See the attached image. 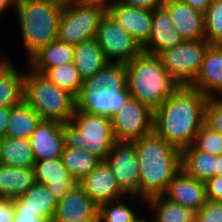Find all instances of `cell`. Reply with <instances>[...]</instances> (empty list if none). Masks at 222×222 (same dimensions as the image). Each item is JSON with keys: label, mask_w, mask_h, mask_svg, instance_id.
I'll return each mask as SVG.
<instances>
[{"label": "cell", "mask_w": 222, "mask_h": 222, "mask_svg": "<svg viewBox=\"0 0 222 222\" xmlns=\"http://www.w3.org/2000/svg\"><path fill=\"white\" fill-rule=\"evenodd\" d=\"M208 96L190 86H180L155 111L153 131L180 151L191 146L204 124Z\"/></svg>", "instance_id": "cell-1"}, {"label": "cell", "mask_w": 222, "mask_h": 222, "mask_svg": "<svg viewBox=\"0 0 222 222\" xmlns=\"http://www.w3.org/2000/svg\"><path fill=\"white\" fill-rule=\"evenodd\" d=\"M132 143L139 164V196L146 201L163 195L181 170V151L154 131Z\"/></svg>", "instance_id": "cell-2"}, {"label": "cell", "mask_w": 222, "mask_h": 222, "mask_svg": "<svg viewBox=\"0 0 222 222\" xmlns=\"http://www.w3.org/2000/svg\"><path fill=\"white\" fill-rule=\"evenodd\" d=\"M126 67V85L131 98L155 111L179 87L163 66L159 55L141 52Z\"/></svg>", "instance_id": "cell-3"}, {"label": "cell", "mask_w": 222, "mask_h": 222, "mask_svg": "<svg viewBox=\"0 0 222 222\" xmlns=\"http://www.w3.org/2000/svg\"><path fill=\"white\" fill-rule=\"evenodd\" d=\"M64 5L48 0H17L20 33L30 59L41 48L57 40Z\"/></svg>", "instance_id": "cell-4"}, {"label": "cell", "mask_w": 222, "mask_h": 222, "mask_svg": "<svg viewBox=\"0 0 222 222\" xmlns=\"http://www.w3.org/2000/svg\"><path fill=\"white\" fill-rule=\"evenodd\" d=\"M29 70V73H24L23 100L42 121L70 122L76 109V98L45 75Z\"/></svg>", "instance_id": "cell-5"}, {"label": "cell", "mask_w": 222, "mask_h": 222, "mask_svg": "<svg viewBox=\"0 0 222 222\" xmlns=\"http://www.w3.org/2000/svg\"><path fill=\"white\" fill-rule=\"evenodd\" d=\"M66 147L84 149L104 161L117 142L111 118L75 109L72 120L62 124Z\"/></svg>", "instance_id": "cell-6"}, {"label": "cell", "mask_w": 222, "mask_h": 222, "mask_svg": "<svg viewBox=\"0 0 222 222\" xmlns=\"http://www.w3.org/2000/svg\"><path fill=\"white\" fill-rule=\"evenodd\" d=\"M209 46L206 39L183 41L159 56L164 68L180 86H190L200 71Z\"/></svg>", "instance_id": "cell-7"}, {"label": "cell", "mask_w": 222, "mask_h": 222, "mask_svg": "<svg viewBox=\"0 0 222 222\" xmlns=\"http://www.w3.org/2000/svg\"><path fill=\"white\" fill-rule=\"evenodd\" d=\"M105 12L82 3L65 5L59 19L57 40L77 45L94 39Z\"/></svg>", "instance_id": "cell-8"}, {"label": "cell", "mask_w": 222, "mask_h": 222, "mask_svg": "<svg viewBox=\"0 0 222 222\" xmlns=\"http://www.w3.org/2000/svg\"><path fill=\"white\" fill-rule=\"evenodd\" d=\"M154 111L140 101L129 98L111 116L113 133L117 142L132 143L153 132Z\"/></svg>", "instance_id": "cell-9"}, {"label": "cell", "mask_w": 222, "mask_h": 222, "mask_svg": "<svg viewBox=\"0 0 222 222\" xmlns=\"http://www.w3.org/2000/svg\"><path fill=\"white\" fill-rule=\"evenodd\" d=\"M95 40L108 62L126 64L143 51L109 13L102 17Z\"/></svg>", "instance_id": "cell-10"}, {"label": "cell", "mask_w": 222, "mask_h": 222, "mask_svg": "<svg viewBox=\"0 0 222 222\" xmlns=\"http://www.w3.org/2000/svg\"><path fill=\"white\" fill-rule=\"evenodd\" d=\"M103 162L109 167L127 196L138 197L140 175L134 144L116 142Z\"/></svg>", "instance_id": "cell-11"}, {"label": "cell", "mask_w": 222, "mask_h": 222, "mask_svg": "<svg viewBox=\"0 0 222 222\" xmlns=\"http://www.w3.org/2000/svg\"><path fill=\"white\" fill-rule=\"evenodd\" d=\"M130 97L127 85L124 88H103L94 92L80 91L76 97V109L111 118Z\"/></svg>", "instance_id": "cell-12"}, {"label": "cell", "mask_w": 222, "mask_h": 222, "mask_svg": "<svg viewBox=\"0 0 222 222\" xmlns=\"http://www.w3.org/2000/svg\"><path fill=\"white\" fill-rule=\"evenodd\" d=\"M78 185L100 207L102 204L119 200L127 195L118 185L109 167L101 161L98 166L84 177Z\"/></svg>", "instance_id": "cell-13"}, {"label": "cell", "mask_w": 222, "mask_h": 222, "mask_svg": "<svg viewBox=\"0 0 222 222\" xmlns=\"http://www.w3.org/2000/svg\"><path fill=\"white\" fill-rule=\"evenodd\" d=\"M174 27L183 41L205 39L204 13L180 0H164Z\"/></svg>", "instance_id": "cell-14"}, {"label": "cell", "mask_w": 222, "mask_h": 222, "mask_svg": "<svg viewBox=\"0 0 222 222\" xmlns=\"http://www.w3.org/2000/svg\"><path fill=\"white\" fill-rule=\"evenodd\" d=\"M33 169L36 182L46 185L57 202L78 184L64 166L61 157L35 161Z\"/></svg>", "instance_id": "cell-15"}, {"label": "cell", "mask_w": 222, "mask_h": 222, "mask_svg": "<svg viewBox=\"0 0 222 222\" xmlns=\"http://www.w3.org/2000/svg\"><path fill=\"white\" fill-rule=\"evenodd\" d=\"M143 49L152 32V10L141 9L117 2L108 12Z\"/></svg>", "instance_id": "cell-16"}, {"label": "cell", "mask_w": 222, "mask_h": 222, "mask_svg": "<svg viewBox=\"0 0 222 222\" xmlns=\"http://www.w3.org/2000/svg\"><path fill=\"white\" fill-rule=\"evenodd\" d=\"M163 196L172 202L196 210L207 201L205 182L193 178L183 169L172 178Z\"/></svg>", "instance_id": "cell-17"}, {"label": "cell", "mask_w": 222, "mask_h": 222, "mask_svg": "<svg viewBox=\"0 0 222 222\" xmlns=\"http://www.w3.org/2000/svg\"><path fill=\"white\" fill-rule=\"evenodd\" d=\"M35 161L61 157L64 143L62 124L41 121L29 138Z\"/></svg>", "instance_id": "cell-18"}, {"label": "cell", "mask_w": 222, "mask_h": 222, "mask_svg": "<svg viewBox=\"0 0 222 222\" xmlns=\"http://www.w3.org/2000/svg\"><path fill=\"white\" fill-rule=\"evenodd\" d=\"M99 207L77 184L57 203L53 222H79L94 218Z\"/></svg>", "instance_id": "cell-19"}, {"label": "cell", "mask_w": 222, "mask_h": 222, "mask_svg": "<svg viewBox=\"0 0 222 222\" xmlns=\"http://www.w3.org/2000/svg\"><path fill=\"white\" fill-rule=\"evenodd\" d=\"M183 39L180 37L169 12L164 6L155 8L152 11V32L143 52L153 55H160L167 49L181 44Z\"/></svg>", "instance_id": "cell-20"}, {"label": "cell", "mask_w": 222, "mask_h": 222, "mask_svg": "<svg viewBox=\"0 0 222 222\" xmlns=\"http://www.w3.org/2000/svg\"><path fill=\"white\" fill-rule=\"evenodd\" d=\"M190 87L208 97L222 95V45L208 47L200 71Z\"/></svg>", "instance_id": "cell-21"}, {"label": "cell", "mask_w": 222, "mask_h": 222, "mask_svg": "<svg viewBox=\"0 0 222 222\" xmlns=\"http://www.w3.org/2000/svg\"><path fill=\"white\" fill-rule=\"evenodd\" d=\"M36 183L33 167L20 168L0 164V198L14 200Z\"/></svg>", "instance_id": "cell-22"}, {"label": "cell", "mask_w": 222, "mask_h": 222, "mask_svg": "<svg viewBox=\"0 0 222 222\" xmlns=\"http://www.w3.org/2000/svg\"><path fill=\"white\" fill-rule=\"evenodd\" d=\"M74 45L55 40L41 48L30 59V69L44 75L49 69L73 63Z\"/></svg>", "instance_id": "cell-23"}, {"label": "cell", "mask_w": 222, "mask_h": 222, "mask_svg": "<svg viewBox=\"0 0 222 222\" xmlns=\"http://www.w3.org/2000/svg\"><path fill=\"white\" fill-rule=\"evenodd\" d=\"M14 208L22 211L37 213L38 217L49 218L53 221L57 209V200L46 185L36 183L21 197L13 200Z\"/></svg>", "instance_id": "cell-24"}, {"label": "cell", "mask_w": 222, "mask_h": 222, "mask_svg": "<svg viewBox=\"0 0 222 222\" xmlns=\"http://www.w3.org/2000/svg\"><path fill=\"white\" fill-rule=\"evenodd\" d=\"M108 63L95 38L74 45L73 64L84 82L93 77Z\"/></svg>", "instance_id": "cell-25"}, {"label": "cell", "mask_w": 222, "mask_h": 222, "mask_svg": "<svg viewBox=\"0 0 222 222\" xmlns=\"http://www.w3.org/2000/svg\"><path fill=\"white\" fill-rule=\"evenodd\" d=\"M217 156L197 150L193 145L181 151V169L206 182L216 175Z\"/></svg>", "instance_id": "cell-26"}, {"label": "cell", "mask_w": 222, "mask_h": 222, "mask_svg": "<svg viewBox=\"0 0 222 222\" xmlns=\"http://www.w3.org/2000/svg\"><path fill=\"white\" fill-rule=\"evenodd\" d=\"M35 157L29 138H9L0 140V164L29 168L33 167Z\"/></svg>", "instance_id": "cell-27"}, {"label": "cell", "mask_w": 222, "mask_h": 222, "mask_svg": "<svg viewBox=\"0 0 222 222\" xmlns=\"http://www.w3.org/2000/svg\"><path fill=\"white\" fill-rule=\"evenodd\" d=\"M41 121V117L23 100L19 105L10 107L5 137L30 138Z\"/></svg>", "instance_id": "cell-28"}, {"label": "cell", "mask_w": 222, "mask_h": 222, "mask_svg": "<svg viewBox=\"0 0 222 222\" xmlns=\"http://www.w3.org/2000/svg\"><path fill=\"white\" fill-rule=\"evenodd\" d=\"M146 203L156 210L154 222H197L198 210L172 202L163 195L151 197Z\"/></svg>", "instance_id": "cell-29"}, {"label": "cell", "mask_w": 222, "mask_h": 222, "mask_svg": "<svg viewBox=\"0 0 222 222\" xmlns=\"http://www.w3.org/2000/svg\"><path fill=\"white\" fill-rule=\"evenodd\" d=\"M24 74L11 62L0 70V107H14L23 101Z\"/></svg>", "instance_id": "cell-30"}, {"label": "cell", "mask_w": 222, "mask_h": 222, "mask_svg": "<svg viewBox=\"0 0 222 222\" xmlns=\"http://www.w3.org/2000/svg\"><path fill=\"white\" fill-rule=\"evenodd\" d=\"M126 86L125 64L108 62L93 77L83 82L80 91L100 90L103 88H124Z\"/></svg>", "instance_id": "cell-31"}, {"label": "cell", "mask_w": 222, "mask_h": 222, "mask_svg": "<svg viewBox=\"0 0 222 222\" xmlns=\"http://www.w3.org/2000/svg\"><path fill=\"white\" fill-rule=\"evenodd\" d=\"M61 158L64 166L70 171L77 183L101 162L98 157L84 149H74L66 146L63 148Z\"/></svg>", "instance_id": "cell-32"}, {"label": "cell", "mask_w": 222, "mask_h": 222, "mask_svg": "<svg viewBox=\"0 0 222 222\" xmlns=\"http://www.w3.org/2000/svg\"><path fill=\"white\" fill-rule=\"evenodd\" d=\"M52 83L66 90L75 98L80 93L83 81L73 63L63 64L49 69L44 74Z\"/></svg>", "instance_id": "cell-33"}, {"label": "cell", "mask_w": 222, "mask_h": 222, "mask_svg": "<svg viewBox=\"0 0 222 222\" xmlns=\"http://www.w3.org/2000/svg\"><path fill=\"white\" fill-rule=\"evenodd\" d=\"M205 39L210 45H222V0H212L204 12Z\"/></svg>", "instance_id": "cell-34"}, {"label": "cell", "mask_w": 222, "mask_h": 222, "mask_svg": "<svg viewBox=\"0 0 222 222\" xmlns=\"http://www.w3.org/2000/svg\"><path fill=\"white\" fill-rule=\"evenodd\" d=\"M118 202H107L99 207L101 222H133L138 217L125 203Z\"/></svg>", "instance_id": "cell-35"}, {"label": "cell", "mask_w": 222, "mask_h": 222, "mask_svg": "<svg viewBox=\"0 0 222 222\" xmlns=\"http://www.w3.org/2000/svg\"><path fill=\"white\" fill-rule=\"evenodd\" d=\"M192 145L197 150L218 156L222 154V135L203 124Z\"/></svg>", "instance_id": "cell-36"}, {"label": "cell", "mask_w": 222, "mask_h": 222, "mask_svg": "<svg viewBox=\"0 0 222 222\" xmlns=\"http://www.w3.org/2000/svg\"><path fill=\"white\" fill-rule=\"evenodd\" d=\"M204 124L222 135V99L209 97L204 108Z\"/></svg>", "instance_id": "cell-37"}, {"label": "cell", "mask_w": 222, "mask_h": 222, "mask_svg": "<svg viewBox=\"0 0 222 222\" xmlns=\"http://www.w3.org/2000/svg\"><path fill=\"white\" fill-rule=\"evenodd\" d=\"M197 222H222V202L207 200L197 212Z\"/></svg>", "instance_id": "cell-38"}, {"label": "cell", "mask_w": 222, "mask_h": 222, "mask_svg": "<svg viewBox=\"0 0 222 222\" xmlns=\"http://www.w3.org/2000/svg\"><path fill=\"white\" fill-rule=\"evenodd\" d=\"M208 201L222 202V175H215L205 182Z\"/></svg>", "instance_id": "cell-39"}, {"label": "cell", "mask_w": 222, "mask_h": 222, "mask_svg": "<svg viewBox=\"0 0 222 222\" xmlns=\"http://www.w3.org/2000/svg\"><path fill=\"white\" fill-rule=\"evenodd\" d=\"M12 222H53L49 218L38 217L37 213L22 211V208H15V216Z\"/></svg>", "instance_id": "cell-40"}, {"label": "cell", "mask_w": 222, "mask_h": 222, "mask_svg": "<svg viewBox=\"0 0 222 222\" xmlns=\"http://www.w3.org/2000/svg\"><path fill=\"white\" fill-rule=\"evenodd\" d=\"M118 2L146 10H154L163 6L164 0H118Z\"/></svg>", "instance_id": "cell-41"}, {"label": "cell", "mask_w": 222, "mask_h": 222, "mask_svg": "<svg viewBox=\"0 0 222 222\" xmlns=\"http://www.w3.org/2000/svg\"><path fill=\"white\" fill-rule=\"evenodd\" d=\"M15 216L14 202L0 198V222H12Z\"/></svg>", "instance_id": "cell-42"}, {"label": "cell", "mask_w": 222, "mask_h": 222, "mask_svg": "<svg viewBox=\"0 0 222 222\" xmlns=\"http://www.w3.org/2000/svg\"><path fill=\"white\" fill-rule=\"evenodd\" d=\"M109 0H83L81 3L87 6H92L103 10L105 13H108L111 8L118 2V0H113V2Z\"/></svg>", "instance_id": "cell-43"}, {"label": "cell", "mask_w": 222, "mask_h": 222, "mask_svg": "<svg viewBox=\"0 0 222 222\" xmlns=\"http://www.w3.org/2000/svg\"><path fill=\"white\" fill-rule=\"evenodd\" d=\"M9 115L10 107H0V140L5 138Z\"/></svg>", "instance_id": "cell-44"}, {"label": "cell", "mask_w": 222, "mask_h": 222, "mask_svg": "<svg viewBox=\"0 0 222 222\" xmlns=\"http://www.w3.org/2000/svg\"><path fill=\"white\" fill-rule=\"evenodd\" d=\"M180 1L190 5L192 8L199 10L203 13L207 10V8L212 2V0H180Z\"/></svg>", "instance_id": "cell-45"}, {"label": "cell", "mask_w": 222, "mask_h": 222, "mask_svg": "<svg viewBox=\"0 0 222 222\" xmlns=\"http://www.w3.org/2000/svg\"><path fill=\"white\" fill-rule=\"evenodd\" d=\"M16 1L17 0H0V13L3 14L4 10L12 6H16Z\"/></svg>", "instance_id": "cell-46"}, {"label": "cell", "mask_w": 222, "mask_h": 222, "mask_svg": "<svg viewBox=\"0 0 222 222\" xmlns=\"http://www.w3.org/2000/svg\"><path fill=\"white\" fill-rule=\"evenodd\" d=\"M216 175H222V154L217 156Z\"/></svg>", "instance_id": "cell-47"}, {"label": "cell", "mask_w": 222, "mask_h": 222, "mask_svg": "<svg viewBox=\"0 0 222 222\" xmlns=\"http://www.w3.org/2000/svg\"><path fill=\"white\" fill-rule=\"evenodd\" d=\"M59 4L62 5H69L74 3H81L83 0H56Z\"/></svg>", "instance_id": "cell-48"}, {"label": "cell", "mask_w": 222, "mask_h": 222, "mask_svg": "<svg viewBox=\"0 0 222 222\" xmlns=\"http://www.w3.org/2000/svg\"><path fill=\"white\" fill-rule=\"evenodd\" d=\"M79 222H101V218H100V215L98 213L94 218H91V219H88V220L79 221Z\"/></svg>", "instance_id": "cell-49"}, {"label": "cell", "mask_w": 222, "mask_h": 222, "mask_svg": "<svg viewBox=\"0 0 222 222\" xmlns=\"http://www.w3.org/2000/svg\"><path fill=\"white\" fill-rule=\"evenodd\" d=\"M10 62V60H7L6 58H1L0 59V70L5 66L7 65L8 63Z\"/></svg>", "instance_id": "cell-50"}, {"label": "cell", "mask_w": 222, "mask_h": 222, "mask_svg": "<svg viewBox=\"0 0 222 222\" xmlns=\"http://www.w3.org/2000/svg\"><path fill=\"white\" fill-rule=\"evenodd\" d=\"M133 222H149V221L141 217L139 218L138 216Z\"/></svg>", "instance_id": "cell-51"}]
</instances>
